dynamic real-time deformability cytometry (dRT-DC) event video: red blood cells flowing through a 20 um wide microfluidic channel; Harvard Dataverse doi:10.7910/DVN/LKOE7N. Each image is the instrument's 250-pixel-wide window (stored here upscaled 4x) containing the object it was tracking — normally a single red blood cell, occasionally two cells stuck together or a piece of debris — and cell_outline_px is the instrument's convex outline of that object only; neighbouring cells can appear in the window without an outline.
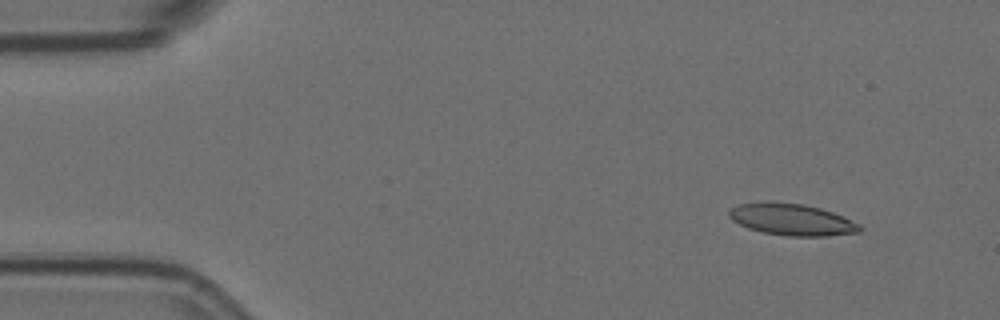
{"species": "Egyptian fruit bat (a non-hibernating species)", "species_latin": "Rousettus aegyptiacus", "temperature_condition": "room temperature", "stored_images_in_passage": 5, "camera_frame_rate_fps": 3000, "um_per_image_px": 0.085, "animal": {"sex": "female"}, "frame": {"image": 1, "passage_image": 2, "time_ms": 0.333, "image_size_px": [1000, 320], "cell_outline_px": [[864, 228], [860, 232], [828, 236], [788, 236], [764, 232], [748, 228], [732, 220], [728, 216], [728, 212], [732, 208], [740, 204], [804, 204], [820, 208], [832, 212], [860, 224]], "centroid_in_image_um": [67.38, 18.7], "position_along_channel_um": 17.6, "area_um2": 23.35}}
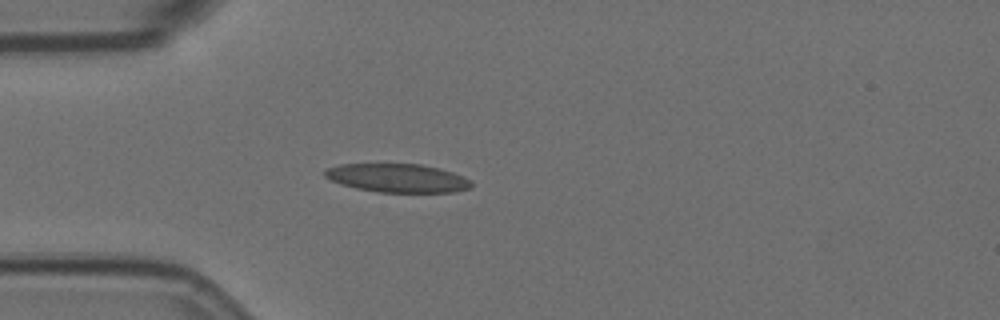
{"frame": {"image": 2, "passage_image": 5, "time_ms": 1.333, "image_size_px": [1000, 320], "cell_outline_px": [[472, 184], [468, 188], [456, 192], [376, 192], [356, 188], [340, 184], [324, 176], [324, 172], [328, 168], [340, 164], [420, 164], [440, 168], [452, 172], [468, 180]], "centroid_in_image_um": [33.75, 15.13], "position_along_channel_um": 51.2, "area_um2": 24.16}}